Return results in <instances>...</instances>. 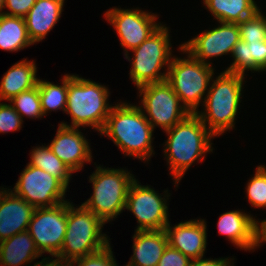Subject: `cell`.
Masks as SVG:
<instances>
[{
    "instance_id": "6da1fadb",
    "label": "cell",
    "mask_w": 266,
    "mask_h": 266,
    "mask_svg": "<svg viewBox=\"0 0 266 266\" xmlns=\"http://www.w3.org/2000/svg\"><path fill=\"white\" fill-rule=\"evenodd\" d=\"M165 132L168 139L165 142L164 156L175 180L174 184L178 186L191 165L199 159L202 162L205 154L213 151L211 139L215 136L196 114H189Z\"/></svg>"
},
{
    "instance_id": "7a4b0ae2",
    "label": "cell",
    "mask_w": 266,
    "mask_h": 266,
    "mask_svg": "<svg viewBox=\"0 0 266 266\" xmlns=\"http://www.w3.org/2000/svg\"><path fill=\"white\" fill-rule=\"evenodd\" d=\"M153 131L142 109L135 104L120 102L112 107L100 135L109 137L126 156L148 162L155 154Z\"/></svg>"
},
{
    "instance_id": "3957f363",
    "label": "cell",
    "mask_w": 266,
    "mask_h": 266,
    "mask_svg": "<svg viewBox=\"0 0 266 266\" xmlns=\"http://www.w3.org/2000/svg\"><path fill=\"white\" fill-rule=\"evenodd\" d=\"M244 79V75L222 71L216 80H211L202 104L204 112L198 111L196 115L214 136L234 128Z\"/></svg>"
},
{
    "instance_id": "277c9868",
    "label": "cell",
    "mask_w": 266,
    "mask_h": 266,
    "mask_svg": "<svg viewBox=\"0 0 266 266\" xmlns=\"http://www.w3.org/2000/svg\"><path fill=\"white\" fill-rule=\"evenodd\" d=\"M109 94L108 88L100 83L68 74L65 113L71 117V125L65 122L60 125L75 128L89 126L100 133L113 107L108 102Z\"/></svg>"
},
{
    "instance_id": "5b68a950",
    "label": "cell",
    "mask_w": 266,
    "mask_h": 266,
    "mask_svg": "<svg viewBox=\"0 0 266 266\" xmlns=\"http://www.w3.org/2000/svg\"><path fill=\"white\" fill-rule=\"evenodd\" d=\"M103 225L105 223L83 204L75 208L67 201V229L62 249L54 260L67 264L105 248L110 239L101 233Z\"/></svg>"
},
{
    "instance_id": "8992f818",
    "label": "cell",
    "mask_w": 266,
    "mask_h": 266,
    "mask_svg": "<svg viewBox=\"0 0 266 266\" xmlns=\"http://www.w3.org/2000/svg\"><path fill=\"white\" fill-rule=\"evenodd\" d=\"M96 168L89 177L93 195L82 204L107 223L125 209L129 187L136 178L123 168Z\"/></svg>"
},
{
    "instance_id": "52a82bcc",
    "label": "cell",
    "mask_w": 266,
    "mask_h": 266,
    "mask_svg": "<svg viewBox=\"0 0 266 266\" xmlns=\"http://www.w3.org/2000/svg\"><path fill=\"white\" fill-rule=\"evenodd\" d=\"M179 49L187 54V57L182 59L173 56L171 64L168 66L166 81L189 113L196 114L200 102L205 99L203 96L206 91L208 92L214 68L196 60L182 46Z\"/></svg>"
},
{
    "instance_id": "ba28073f",
    "label": "cell",
    "mask_w": 266,
    "mask_h": 266,
    "mask_svg": "<svg viewBox=\"0 0 266 266\" xmlns=\"http://www.w3.org/2000/svg\"><path fill=\"white\" fill-rule=\"evenodd\" d=\"M169 35L168 28L161 25L148 39L132 50L133 58H130L129 53L124 55L128 61L133 59L129 74L137 88L167 79L168 66L173 59ZM164 65L167 66V71L161 73Z\"/></svg>"
},
{
    "instance_id": "9c48e42d",
    "label": "cell",
    "mask_w": 266,
    "mask_h": 266,
    "mask_svg": "<svg viewBox=\"0 0 266 266\" xmlns=\"http://www.w3.org/2000/svg\"><path fill=\"white\" fill-rule=\"evenodd\" d=\"M138 91L142 97V106L138 107L147 113L145 118L153 129L158 126L164 131L169 130L190 114L166 80L140 86Z\"/></svg>"
},
{
    "instance_id": "30bf717a",
    "label": "cell",
    "mask_w": 266,
    "mask_h": 266,
    "mask_svg": "<svg viewBox=\"0 0 266 266\" xmlns=\"http://www.w3.org/2000/svg\"><path fill=\"white\" fill-rule=\"evenodd\" d=\"M159 195L148 185H140L135 179L128 190L125 209L131 211L139 224L137 231L165 230L169 223L168 190ZM167 193V195H166Z\"/></svg>"
},
{
    "instance_id": "8fae6325",
    "label": "cell",
    "mask_w": 266,
    "mask_h": 266,
    "mask_svg": "<svg viewBox=\"0 0 266 266\" xmlns=\"http://www.w3.org/2000/svg\"><path fill=\"white\" fill-rule=\"evenodd\" d=\"M66 190L67 187L59 179L27 164L11 191L34 208H43L67 201L64 200Z\"/></svg>"
},
{
    "instance_id": "7c38bea8",
    "label": "cell",
    "mask_w": 266,
    "mask_h": 266,
    "mask_svg": "<svg viewBox=\"0 0 266 266\" xmlns=\"http://www.w3.org/2000/svg\"><path fill=\"white\" fill-rule=\"evenodd\" d=\"M67 229V201L53 207L35 208L28 231L39 252L53 258L62 249Z\"/></svg>"
},
{
    "instance_id": "4fadbf2b",
    "label": "cell",
    "mask_w": 266,
    "mask_h": 266,
    "mask_svg": "<svg viewBox=\"0 0 266 266\" xmlns=\"http://www.w3.org/2000/svg\"><path fill=\"white\" fill-rule=\"evenodd\" d=\"M106 20L116 30L120 45L125 51L137 48L162 24L156 23L157 15L137 9L112 8L104 14ZM125 48V49H124Z\"/></svg>"
},
{
    "instance_id": "5bb4252c",
    "label": "cell",
    "mask_w": 266,
    "mask_h": 266,
    "mask_svg": "<svg viewBox=\"0 0 266 266\" xmlns=\"http://www.w3.org/2000/svg\"><path fill=\"white\" fill-rule=\"evenodd\" d=\"M212 30L202 32L197 37L181 44L182 48L200 62L212 66L207 59L232 54L234 46L240 41L237 23L218 22Z\"/></svg>"
},
{
    "instance_id": "9a60e30c",
    "label": "cell",
    "mask_w": 266,
    "mask_h": 266,
    "mask_svg": "<svg viewBox=\"0 0 266 266\" xmlns=\"http://www.w3.org/2000/svg\"><path fill=\"white\" fill-rule=\"evenodd\" d=\"M48 147L73 172H78L84 163L92 162V151L88 140L80 129L58 125L55 138Z\"/></svg>"
},
{
    "instance_id": "2e32d148",
    "label": "cell",
    "mask_w": 266,
    "mask_h": 266,
    "mask_svg": "<svg viewBox=\"0 0 266 266\" xmlns=\"http://www.w3.org/2000/svg\"><path fill=\"white\" fill-rule=\"evenodd\" d=\"M206 221L193 219L165 227L168 244L191 260L203 258L207 245Z\"/></svg>"
},
{
    "instance_id": "e0dca14e",
    "label": "cell",
    "mask_w": 266,
    "mask_h": 266,
    "mask_svg": "<svg viewBox=\"0 0 266 266\" xmlns=\"http://www.w3.org/2000/svg\"><path fill=\"white\" fill-rule=\"evenodd\" d=\"M0 190V242L28 230L35 208L11 189Z\"/></svg>"
},
{
    "instance_id": "ac0fdd59",
    "label": "cell",
    "mask_w": 266,
    "mask_h": 266,
    "mask_svg": "<svg viewBox=\"0 0 266 266\" xmlns=\"http://www.w3.org/2000/svg\"><path fill=\"white\" fill-rule=\"evenodd\" d=\"M217 227L219 234L228 237L237 248L255 249L256 219L253 216L240 210L225 212L219 217Z\"/></svg>"
},
{
    "instance_id": "d6986e66",
    "label": "cell",
    "mask_w": 266,
    "mask_h": 266,
    "mask_svg": "<svg viewBox=\"0 0 266 266\" xmlns=\"http://www.w3.org/2000/svg\"><path fill=\"white\" fill-rule=\"evenodd\" d=\"M65 0H37L24 16L28 35L33 44L45 36L59 21Z\"/></svg>"
},
{
    "instance_id": "ffe728a7",
    "label": "cell",
    "mask_w": 266,
    "mask_h": 266,
    "mask_svg": "<svg viewBox=\"0 0 266 266\" xmlns=\"http://www.w3.org/2000/svg\"><path fill=\"white\" fill-rule=\"evenodd\" d=\"M132 238L133 255L126 266H157L168 245L166 231L135 230Z\"/></svg>"
},
{
    "instance_id": "44dd1931",
    "label": "cell",
    "mask_w": 266,
    "mask_h": 266,
    "mask_svg": "<svg viewBox=\"0 0 266 266\" xmlns=\"http://www.w3.org/2000/svg\"><path fill=\"white\" fill-rule=\"evenodd\" d=\"M42 257L28 230L0 242V266H21Z\"/></svg>"
},
{
    "instance_id": "7402d4cb",
    "label": "cell",
    "mask_w": 266,
    "mask_h": 266,
    "mask_svg": "<svg viewBox=\"0 0 266 266\" xmlns=\"http://www.w3.org/2000/svg\"><path fill=\"white\" fill-rule=\"evenodd\" d=\"M36 63L23 59L4 73L0 82V101H10L23 91L35 87L38 83Z\"/></svg>"
},
{
    "instance_id": "603a6c76",
    "label": "cell",
    "mask_w": 266,
    "mask_h": 266,
    "mask_svg": "<svg viewBox=\"0 0 266 266\" xmlns=\"http://www.w3.org/2000/svg\"><path fill=\"white\" fill-rule=\"evenodd\" d=\"M234 59L226 68V72L245 75L247 71H266V40L242 41L240 40L233 48Z\"/></svg>"
},
{
    "instance_id": "cb8c5ba5",
    "label": "cell",
    "mask_w": 266,
    "mask_h": 266,
    "mask_svg": "<svg viewBox=\"0 0 266 266\" xmlns=\"http://www.w3.org/2000/svg\"><path fill=\"white\" fill-rule=\"evenodd\" d=\"M203 4L218 22L239 23L259 10L254 0H203Z\"/></svg>"
},
{
    "instance_id": "d4e9b609",
    "label": "cell",
    "mask_w": 266,
    "mask_h": 266,
    "mask_svg": "<svg viewBox=\"0 0 266 266\" xmlns=\"http://www.w3.org/2000/svg\"><path fill=\"white\" fill-rule=\"evenodd\" d=\"M32 44L24 17L0 14V49L17 52Z\"/></svg>"
},
{
    "instance_id": "484cf974",
    "label": "cell",
    "mask_w": 266,
    "mask_h": 266,
    "mask_svg": "<svg viewBox=\"0 0 266 266\" xmlns=\"http://www.w3.org/2000/svg\"><path fill=\"white\" fill-rule=\"evenodd\" d=\"M30 154L29 165L44 170L59 179L68 188L74 172L52 152L48 145L37 146L32 149Z\"/></svg>"
},
{
    "instance_id": "4316f807",
    "label": "cell",
    "mask_w": 266,
    "mask_h": 266,
    "mask_svg": "<svg viewBox=\"0 0 266 266\" xmlns=\"http://www.w3.org/2000/svg\"><path fill=\"white\" fill-rule=\"evenodd\" d=\"M62 79V85L38 79L37 84L44 116L48 111L62 109L65 112L68 93V74H65Z\"/></svg>"
},
{
    "instance_id": "83f0119b",
    "label": "cell",
    "mask_w": 266,
    "mask_h": 266,
    "mask_svg": "<svg viewBox=\"0 0 266 266\" xmlns=\"http://www.w3.org/2000/svg\"><path fill=\"white\" fill-rule=\"evenodd\" d=\"M10 103L13 104V108L20 115L22 120L24 116L33 119H38L44 116L41 108L38 84L35 87L23 91L17 96L13 97L10 100Z\"/></svg>"
},
{
    "instance_id": "f1b7e54d",
    "label": "cell",
    "mask_w": 266,
    "mask_h": 266,
    "mask_svg": "<svg viewBox=\"0 0 266 266\" xmlns=\"http://www.w3.org/2000/svg\"><path fill=\"white\" fill-rule=\"evenodd\" d=\"M242 41H262L266 40V17L260 9L252 16L237 23Z\"/></svg>"
},
{
    "instance_id": "f546056e",
    "label": "cell",
    "mask_w": 266,
    "mask_h": 266,
    "mask_svg": "<svg viewBox=\"0 0 266 266\" xmlns=\"http://www.w3.org/2000/svg\"><path fill=\"white\" fill-rule=\"evenodd\" d=\"M246 194L251 206L266 208V167L264 165L257 166L254 177L247 183Z\"/></svg>"
},
{
    "instance_id": "4dcf8cb0",
    "label": "cell",
    "mask_w": 266,
    "mask_h": 266,
    "mask_svg": "<svg viewBox=\"0 0 266 266\" xmlns=\"http://www.w3.org/2000/svg\"><path fill=\"white\" fill-rule=\"evenodd\" d=\"M113 256L110 244L93 254L75 259L67 263V266H118ZM75 264V265H74Z\"/></svg>"
},
{
    "instance_id": "1f68e13d",
    "label": "cell",
    "mask_w": 266,
    "mask_h": 266,
    "mask_svg": "<svg viewBox=\"0 0 266 266\" xmlns=\"http://www.w3.org/2000/svg\"><path fill=\"white\" fill-rule=\"evenodd\" d=\"M23 120L11 104L0 102V133L18 131Z\"/></svg>"
},
{
    "instance_id": "d6a6232c",
    "label": "cell",
    "mask_w": 266,
    "mask_h": 266,
    "mask_svg": "<svg viewBox=\"0 0 266 266\" xmlns=\"http://www.w3.org/2000/svg\"><path fill=\"white\" fill-rule=\"evenodd\" d=\"M190 262L189 257L168 244L157 266H189Z\"/></svg>"
},
{
    "instance_id": "836d02e7",
    "label": "cell",
    "mask_w": 266,
    "mask_h": 266,
    "mask_svg": "<svg viewBox=\"0 0 266 266\" xmlns=\"http://www.w3.org/2000/svg\"><path fill=\"white\" fill-rule=\"evenodd\" d=\"M36 1L37 0H5L4 8H7L8 11L3 12V14L24 17Z\"/></svg>"
},
{
    "instance_id": "e575fe53",
    "label": "cell",
    "mask_w": 266,
    "mask_h": 266,
    "mask_svg": "<svg viewBox=\"0 0 266 266\" xmlns=\"http://www.w3.org/2000/svg\"><path fill=\"white\" fill-rule=\"evenodd\" d=\"M231 260L234 259H228V258H220V259H193L191 260L189 266H234V263L232 261L231 264Z\"/></svg>"
},
{
    "instance_id": "d590c367",
    "label": "cell",
    "mask_w": 266,
    "mask_h": 266,
    "mask_svg": "<svg viewBox=\"0 0 266 266\" xmlns=\"http://www.w3.org/2000/svg\"><path fill=\"white\" fill-rule=\"evenodd\" d=\"M260 223V224H259ZM266 242V219L263 221L256 220L255 228V249Z\"/></svg>"
},
{
    "instance_id": "8d00e7d4",
    "label": "cell",
    "mask_w": 266,
    "mask_h": 266,
    "mask_svg": "<svg viewBox=\"0 0 266 266\" xmlns=\"http://www.w3.org/2000/svg\"><path fill=\"white\" fill-rule=\"evenodd\" d=\"M33 266H67V265L65 263L57 262L55 260L49 259V257H45L42 259V261H38L37 263H34Z\"/></svg>"
},
{
    "instance_id": "74e56055",
    "label": "cell",
    "mask_w": 266,
    "mask_h": 266,
    "mask_svg": "<svg viewBox=\"0 0 266 266\" xmlns=\"http://www.w3.org/2000/svg\"><path fill=\"white\" fill-rule=\"evenodd\" d=\"M4 5H5V0H0V14L3 13V8H4Z\"/></svg>"
}]
</instances>
